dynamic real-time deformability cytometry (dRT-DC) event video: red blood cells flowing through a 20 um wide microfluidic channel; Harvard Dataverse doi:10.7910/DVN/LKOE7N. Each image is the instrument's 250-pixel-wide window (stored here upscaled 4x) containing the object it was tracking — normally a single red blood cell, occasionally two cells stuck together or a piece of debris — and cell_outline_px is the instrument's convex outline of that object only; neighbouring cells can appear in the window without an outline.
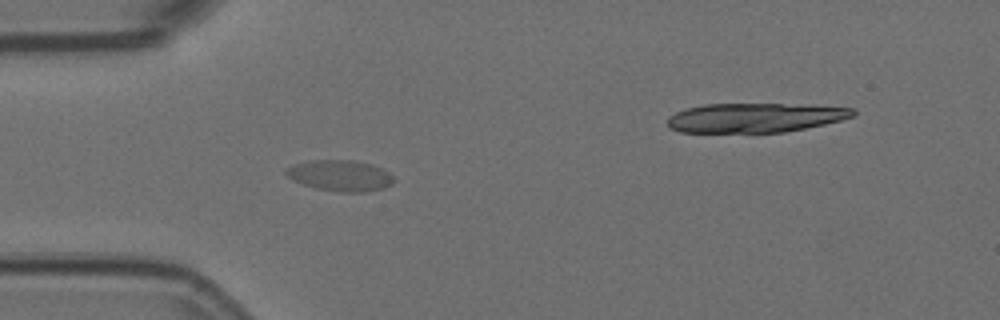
{"species": "Egyptian fruit bat (a non-hibernating species)", "species_latin": "Rousettus aegyptiacus", "temperature_condition": "room temperature", "stored_images_in_passage": 2, "segment_of_instrument_passage": [1, 2], "camera_frame_rate_fps": 3000, "um_per_image_px": 0.085, "animal": {"sex": "female"}, "frame": {"image": 1, "passage_image": 1, "time_ms": 0.0, "image_size_px": [1000, 320], "cell_outline_px": [[396, 180], [392, 184], [384, 188], [364, 192], [340, 192], [316, 188], [292, 180], [284, 172], [284, 168], [296, 164], [312, 160], [352, 160], [372, 164], [388, 172]], "centroid_in_image_um": [28.92, 14.92], "position_along_channel_um": 56.1, "area_um2": 19.42}}